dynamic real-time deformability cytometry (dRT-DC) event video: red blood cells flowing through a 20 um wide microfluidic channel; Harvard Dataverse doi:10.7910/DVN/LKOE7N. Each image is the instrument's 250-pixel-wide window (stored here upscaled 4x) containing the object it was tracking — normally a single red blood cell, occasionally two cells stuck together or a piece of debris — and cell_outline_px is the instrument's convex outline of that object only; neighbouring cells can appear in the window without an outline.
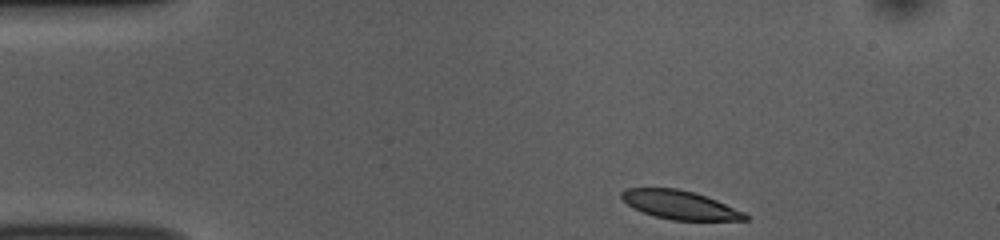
{"species": "common noctule bat (a hibernating species)", "species_latin": "Nyctalus noctula", "temperature_condition": "room temperature", "stored_images_in_passage": 45, "camera_frame_rate_fps": 3000, "um_per_image_px": 0.085, "animal": {"sex": "female", "body_mass_g": 10.0, "forearm_length_mm": 53.1}, "frame": {"image": 1, "passage_image": 1, "time_ms": 0.0, "image_size_px": [1000, 240], "cell_outline_px": [[748, 220], [672, 220], [656, 216], [632, 208], [620, 196], [620, 192], [624, 188], [676, 188], [692, 192], [716, 200], [744, 212], [748, 216]], "centroid_in_image_um": [57.75, 17.41], "position_along_channel_um": 27.2, "area_um2": 20.35}}
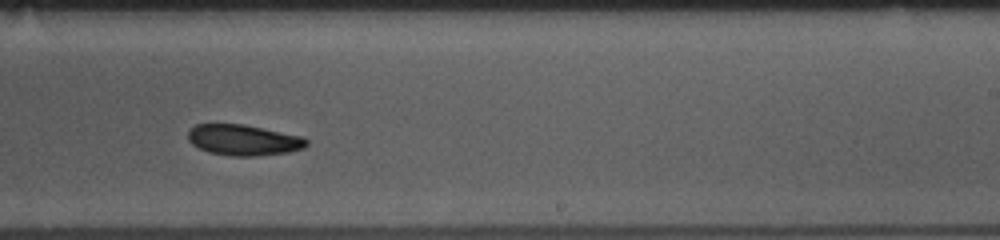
{"frame": {"image": 2, "passage_image": 25, "time_ms": 8.0, "image_size_px": [1000, 240], "cell_outline_px": [[308, 144], [304, 148], [288, 152], [256, 156], [232, 156], [208, 152], [192, 144], [188, 140], [188, 132], [196, 124], [244, 124], [304, 136], [308, 140]], "centroid_in_image_um": [20.73, 11.9], "position_along_channel_um": 268.3, "area_um2": 21.39}}
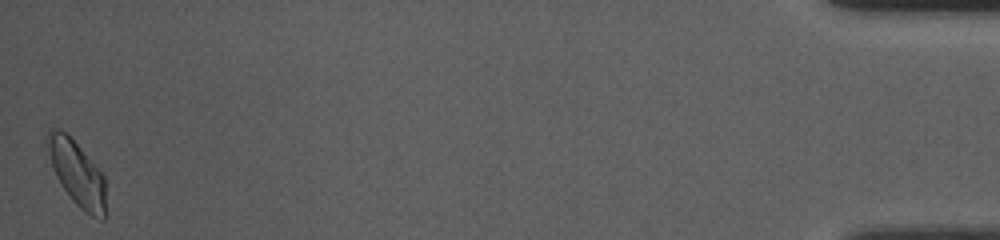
{"frame": {"image": 3, "passage_image": 45, "time_ms": 14.667, "image_size_px": [1000, 240], "cell_outline_px": [[104, 220], [100, 220], [84, 212], [72, 200], [60, 184], [52, 168], [44, 136], [48, 128], [52, 128], [64, 132], [80, 148], [104, 176]], "centroid_in_image_um": [6.49, 14.73], "position_along_channel_um": 428.7, "area_um2": 21.73}, "authors_computed_cell_mechanics": {"area_um2": 21.5594, "velocity_mm_per_s": 3.7716, "shape_relaxation_time_tau1_ms": 5.763, "shape_relaxation_time_tau2_ms": null, "deformation_change_tau1": 0.1135, "deformation_change_tau2": null}}